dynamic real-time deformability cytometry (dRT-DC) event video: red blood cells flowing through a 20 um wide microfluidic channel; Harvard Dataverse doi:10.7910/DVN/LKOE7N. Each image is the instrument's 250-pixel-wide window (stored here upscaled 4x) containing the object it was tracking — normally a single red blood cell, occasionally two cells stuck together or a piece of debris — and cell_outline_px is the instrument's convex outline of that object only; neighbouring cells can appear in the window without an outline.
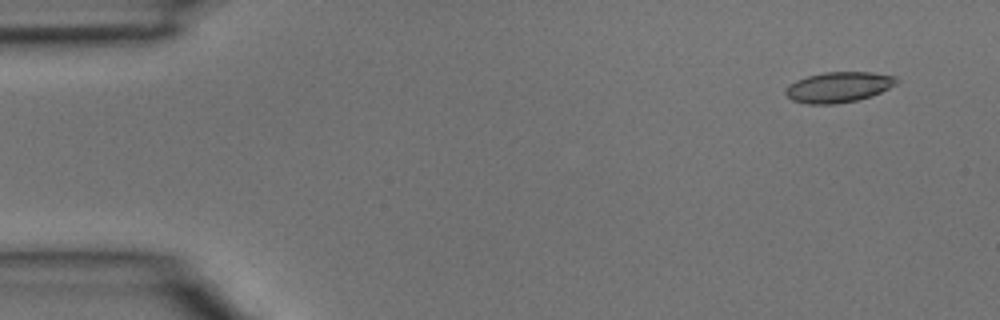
{"species": "common noctule bat (a hibernating species)", "species_latin": "Nyctalus noctula", "temperature_condition": "room temperature", "stored_images_in_passage": 4, "camera_frame_rate_fps": 3000, "um_per_image_px": 0.085, "animal": {"sex": "male", "body_mass_g": 15.6}, "frame": {"image": 1, "passage_image": 1, "time_ms": 0.0, "image_size_px": [1000, 320], "cell_outline_px": [[900, 80], [896, 84], [872, 96], [856, 100], [836, 104], [808, 104], [792, 100], [784, 92], [784, 88], [788, 84], [796, 80], [808, 76], [824, 72], [872, 72], [896, 76]], "centroid_in_image_um": [71.27, 7.4], "position_along_channel_um": 13.7, "area_um2": 19.83}}
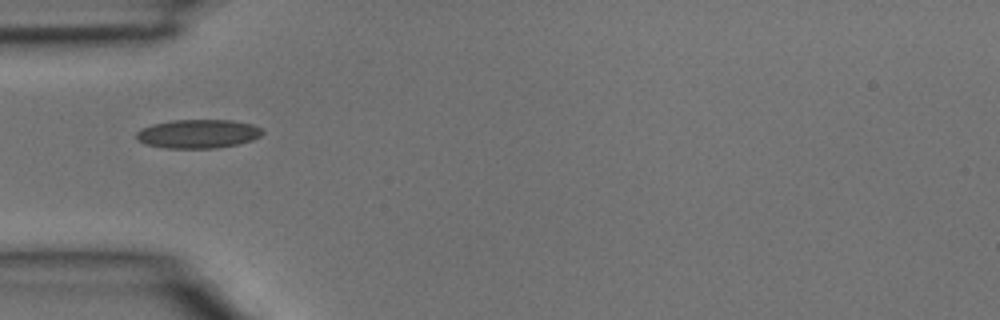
{"frame": {"image": 2, "passage_image": 3, "time_ms": 0.667, "image_size_px": [1000, 320], "cell_outline_px": [[264, 132], [260, 136], [252, 140], [236, 144], [216, 148], [164, 148], [148, 144], [140, 140], [136, 136], [136, 132], [152, 124], [172, 120], [232, 120], [252, 124], [260, 128]], "centroid_in_image_um": [16.86, 11.37], "position_along_channel_um": 68.1, "area_um2": 20.92}}